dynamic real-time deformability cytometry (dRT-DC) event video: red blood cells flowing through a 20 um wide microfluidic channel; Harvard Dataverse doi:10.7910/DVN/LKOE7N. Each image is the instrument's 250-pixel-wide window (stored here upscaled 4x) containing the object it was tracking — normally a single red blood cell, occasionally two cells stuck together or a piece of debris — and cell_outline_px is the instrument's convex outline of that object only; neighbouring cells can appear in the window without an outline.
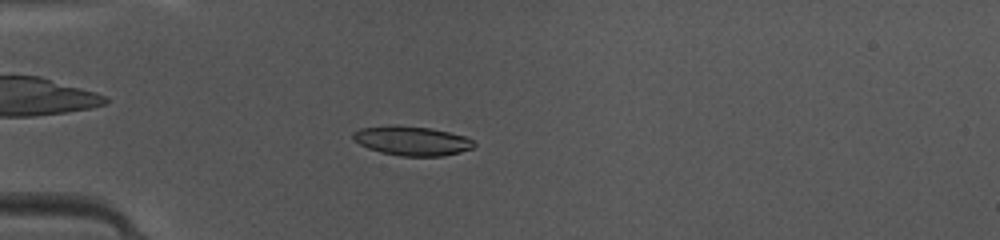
{"species": "common noctule bat (a hibernating species)", "species_latin": "Nyctalus noctula", "temperature_condition": "warm", "stored_images_in_passage": 32, "camera_frame_rate_fps": 3000, "um_per_image_px": 0.085, "animal": {"sex": "female", "body_mass_g": 10.0, "forearm_length_mm": 53.1}, "frame": {"image": 1, "passage_image": 3, "time_ms": 0.667, "image_size_px": [1000, 240], "cell_outline_px": [[476, 144], [472, 148], [460, 152], [444, 156], [400, 156], [380, 152], [368, 148], [360, 144], [352, 136], [352, 132], [360, 128], [392, 124], [432, 128], [468, 136]], "centroid_in_image_um": [35.03, 11.95], "position_along_channel_um": 50.0, "area_um2": 20.92}}
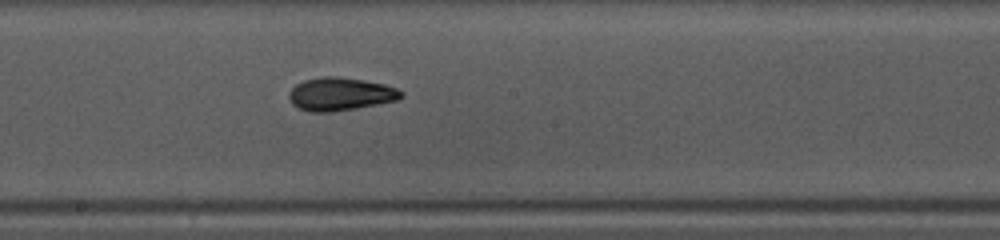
{"frame": {"image": 2, "passage_image": 16, "time_ms": 5.0, "image_size_px": [1000, 240], "cell_outline_px": [[404, 96], [396, 100], [356, 108], [332, 112], [308, 112], [292, 104], [288, 96], [288, 92], [296, 84], [304, 80], [320, 76], [336, 76], [364, 80], [384, 84], [396, 88], [404, 92]], "centroid_in_image_um": [28.91, 7.99], "position_along_channel_um": 219.3, "area_um2": 21.68}}
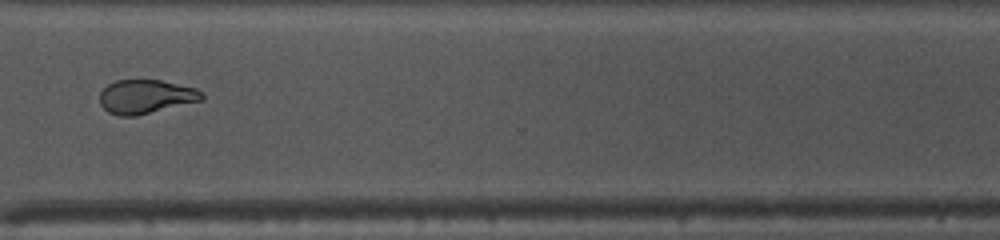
{"frame": {"image": 3, "passage_image": 26, "time_ms": 8.333, "image_size_px": [1000, 240], "cell_outline_px": [[204, 100], [136, 116], [120, 116], [108, 112], [100, 104], [100, 92], [108, 84], [116, 80], [160, 80], [196, 88], [204, 92]], "centroid_in_image_um": [12.42, 8.22], "position_along_channel_um": 358.2, "area_um2": 20.29}, "authors_computed_cell_mechanics": {"area_um2": 20.7502, "velocity_mm_per_s": 4.184, "shape_relaxation_time_tau1_ms": 3.3581, "shape_relaxation_time_tau2_ms": 4.3662, "deformation_change_tau1": 0.159, "deformation_change_tau2": 0.0647}}